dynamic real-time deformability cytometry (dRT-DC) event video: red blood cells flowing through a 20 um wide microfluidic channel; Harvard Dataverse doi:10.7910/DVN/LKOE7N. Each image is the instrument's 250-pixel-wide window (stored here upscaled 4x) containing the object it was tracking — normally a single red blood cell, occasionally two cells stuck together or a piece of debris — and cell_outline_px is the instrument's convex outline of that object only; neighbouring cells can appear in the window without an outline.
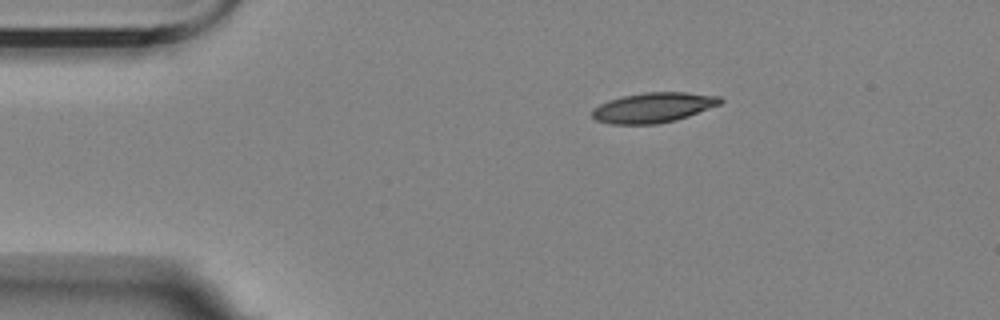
{"species": "Egyptian fruit bat (a non-hibernating species)", "species_latin": "Rousettus aegyptiacus", "temperature_condition": "room temperature", "stored_images_in_passage": 4, "camera_frame_rate_fps": 3000, "um_per_image_px": 0.085, "animal": {"sex": "female"}, "frame": {"image": 1, "passage_image": 1, "time_ms": 0.0, "image_size_px": [1000, 320], "cell_outline_px": [[724, 100], [720, 104], [688, 116], [676, 120], [660, 124], [612, 124], [596, 120], [592, 116], [592, 108], [608, 100], [624, 96], [644, 92], [684, 92], [720, 96]], "centroid_in_image_um": [55.53, 9.14], "position_along_channel_um": 29.5, "area_um2": 22.43}}
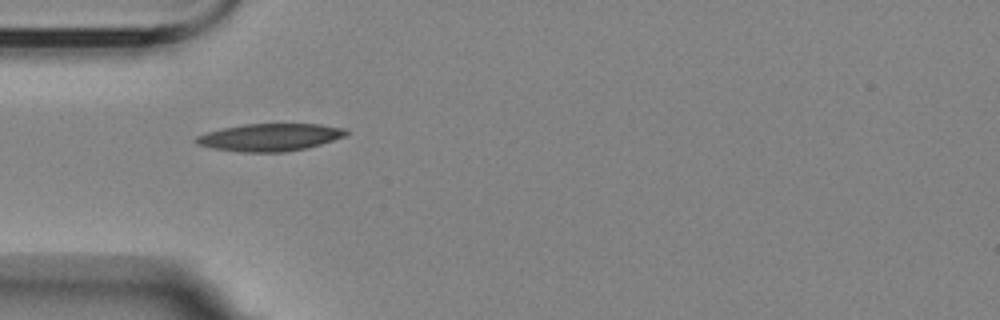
{"frame": {"image": 2, "passage_image": 3, "time_ms": 2.333, "image_size_px": [1000, 320], "cell_outline_px": [[348, 132], [344, 136], [320, 144], [304, 148], [284, 152], [240, 152], [212, 148], [196, 144], [192, 140], [196, 136], [204, 132], [220, 128], [244, 124], [320, 124], [344, 128]], "centroid_in_image_um": [22.84, 11.66], "position_along_channel_um": 62.2, "area_um2": 24.04}}
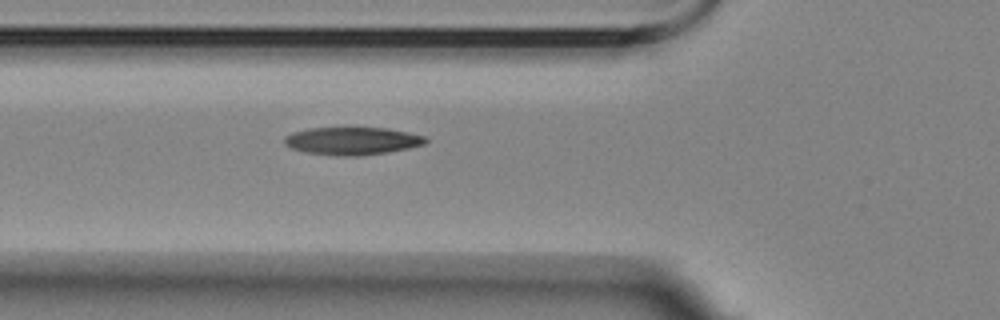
{"frame": {"image": 3, "passage_image": 4, "time_ms": 3.333, "image_size_px": [1000, 320], "cell_outline_px": [[428, 140], [424, 144], [408, 148], [388, 152], [356, 156], [344, 156], [304, 152], [292, 148], [284, 144], [284, 136], [292, 132], [308, 128], [344, 124], [388, 128], [408, 132], [424, 136]], "centroid_in_image_um": [29.9, 11.91], "position_along_channel_um": 95.9, "area_um2": 23.87}}